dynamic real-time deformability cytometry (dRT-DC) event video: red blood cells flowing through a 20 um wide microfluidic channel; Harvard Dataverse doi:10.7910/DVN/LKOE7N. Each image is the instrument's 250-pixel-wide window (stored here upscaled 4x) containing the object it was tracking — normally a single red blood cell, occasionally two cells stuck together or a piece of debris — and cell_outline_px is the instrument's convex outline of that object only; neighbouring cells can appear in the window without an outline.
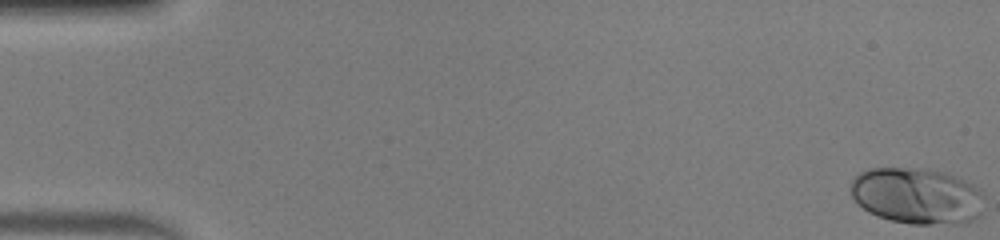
{"species": "human", "species_latin": "Homo sapiens", "temperature_condition": "warm", "stored_images_in_passage": 51, "camera_frame_rate_fps": 3000, "um_per_image_px": 0.085, "donor": {"sex": "male"}, "frame": {"image": 1, "passage_image": 1, "time_ms": 0.0, "image_size_px": [1000, 240], "cell_outline_px": [[984, 196], [980, 216], [964, 224], [912, 224], [892, 220], [876, 216], [868, 212], [852, 196], [852, 180], [860, 172], [868, 168], [928, 168], [948, 172], [980, 188], [984, 192]], "centroid_in_image_um": [78.0, 16.64], "position_along_channel_um": 7.0, "area_um2": 44.27}}
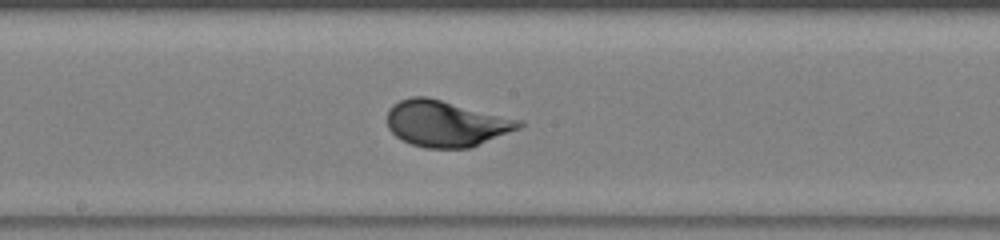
{"frame": {"image": 2, "passage_image": 28, "time_ms": 9.0, "image_size_px": [1000, 240], "cell_outline_px": [[524, 124], [520, 128], [472, 148], [424, 148], [412, 144], [396, 136], [388, 128], [388, 108], [392, 104], [400, 100], [412, 96], [428, 96], [524, 120]], "centroid_in_image_um": [37.95, 10.49], "position_along_channel_um": 210.3, "area_um2": 35.84}}
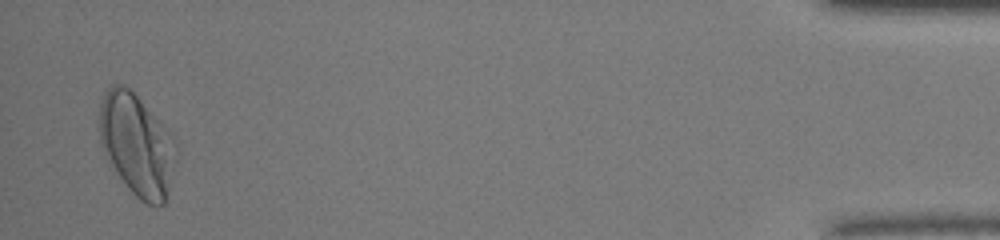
{"frame": {"image": 3, "passage_image": 50, "time_ms": 16.333, "image_size_px": [1000, 240], "cell_outline_px": [[176, 164], [164, 204], [156, 208], [140, 200], [128, 188], [112, 164], [100, 144], [100, 104], [108, 88], [112, 84], [120, 84], [128, 88], [172, 132], [176, 140]], "centroid_in_image_um": [11.68, 12.32], "position_along_channel_um": 423.5, "area_um2": 45.2}, "authors_computed_cell_mechanics": {"area_um2": 35.836, "velocity_mm_per_s": 4.0581, "shape_relaxation_time_tau1_ms": 2.4537, "shape_relaxation_time_tau2_ms": null, "deformation_change_tau1": 0.1575, "deformation_change_tau2": null}}